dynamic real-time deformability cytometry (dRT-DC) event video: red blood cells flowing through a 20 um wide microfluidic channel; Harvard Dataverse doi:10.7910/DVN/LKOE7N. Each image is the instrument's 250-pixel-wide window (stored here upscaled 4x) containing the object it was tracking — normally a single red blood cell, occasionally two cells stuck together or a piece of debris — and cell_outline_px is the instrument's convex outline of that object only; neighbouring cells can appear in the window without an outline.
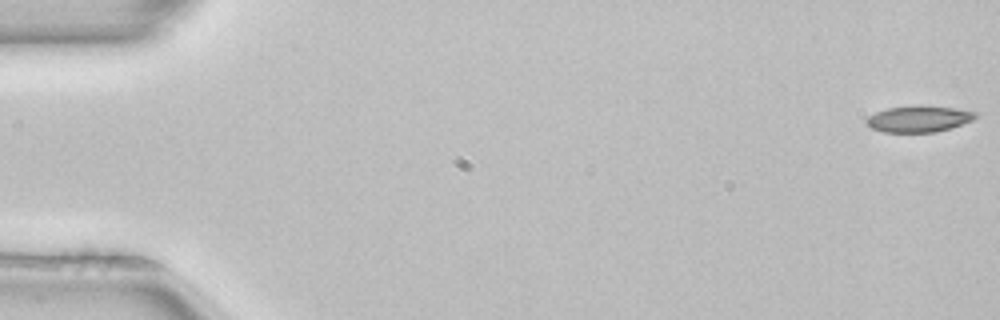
{"species": "common noctule bat (a hibernating species)", "species_latin": "Nyctalus noctula", "temperature_condition": "room temperature", "stored_images_in_passage": 52, "camera_frame_rate_fps": 3000, "um_per_image_px": 0.085, "animal": {"sex": "female", "body_mass_g": 22.7, "forearm_length_mm": 54.2}, "frame": {"image": 1, "passage_image": 1, "time_ms": 0.0, "image_size_px": [1000, 320], "cell_outline_px": [[976, 116], [972, 120], [948, 128], [932, 132], [884, 132], [872, 128], [864, 120], [868, 116], [876, 112], [888, 108], [916, 104], [924, 104], [956, 108], [976, 112]], "centroid_in_image_um": [78.06, 10.07], "position_along_channel_um": 6.9, "area_um2": 16.76}}
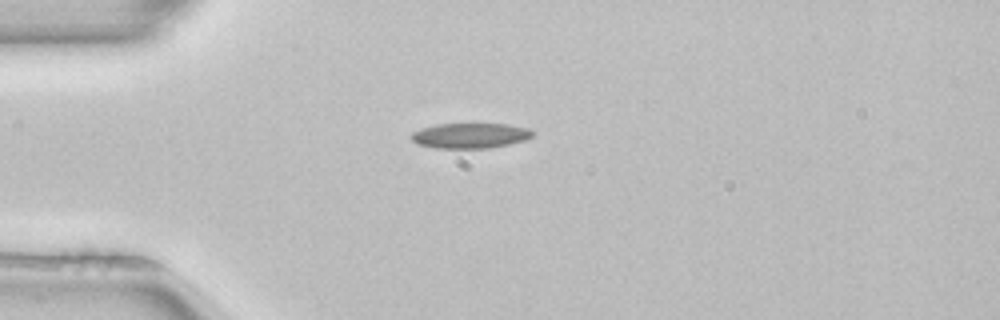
{"frame": {"image": 2, "passage_image": 14, "time_ms": 4.333, "image_size_px": [1000, 320], "cell_outline_px": [[536, 132], [532, 136], [524, 140], [508, 144], [488, 148], [436, 148], [416, 144], [412, 140], [412, 132], [420, 128], [436, 124], [508, 124], [528, 128]], "centroid_in_image_um": [39.95, 11.52], "position_along_channel_um": 45.0, "area_um2": 17.86}}
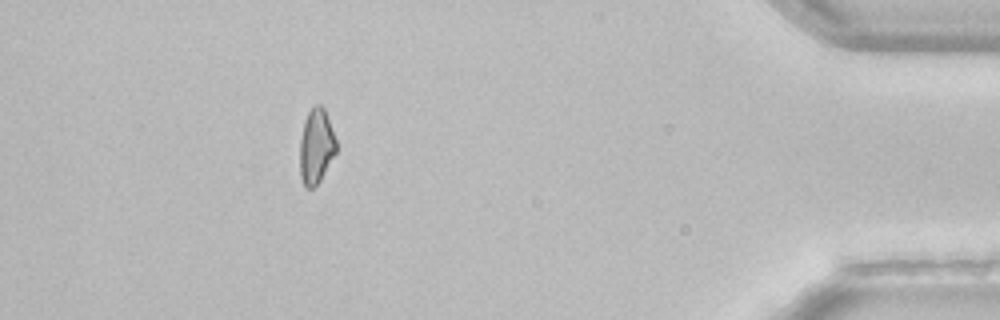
{"frame": {"image": 3, "passage_image": 47, "time_ms": 15.333, "image_size_px": [1000, 320], "cell_outline_px": [[336, 152], [320, 180], [312, 188], [304, 188], [300, 176], [300, 140], [304, 120], [308, 112], [316, 104], [320, 104], [324, 108], [336, 140]], "centroid_in_image_um": [26.86, 12.44], "position_along_channel_um": 408.3, "area_um2": 15.78}, "authors_computed_cell_mechanics": {"area_um2": 17.2822, "velocity_mm_per_s": 3.9835, "shape_relaxation_time_tau1_ms": null, "shape_relaxation_time_tau2_ms": 7.7217, "deformation_change_tau1": null, "deformation_change_tau2": 0.1707}}